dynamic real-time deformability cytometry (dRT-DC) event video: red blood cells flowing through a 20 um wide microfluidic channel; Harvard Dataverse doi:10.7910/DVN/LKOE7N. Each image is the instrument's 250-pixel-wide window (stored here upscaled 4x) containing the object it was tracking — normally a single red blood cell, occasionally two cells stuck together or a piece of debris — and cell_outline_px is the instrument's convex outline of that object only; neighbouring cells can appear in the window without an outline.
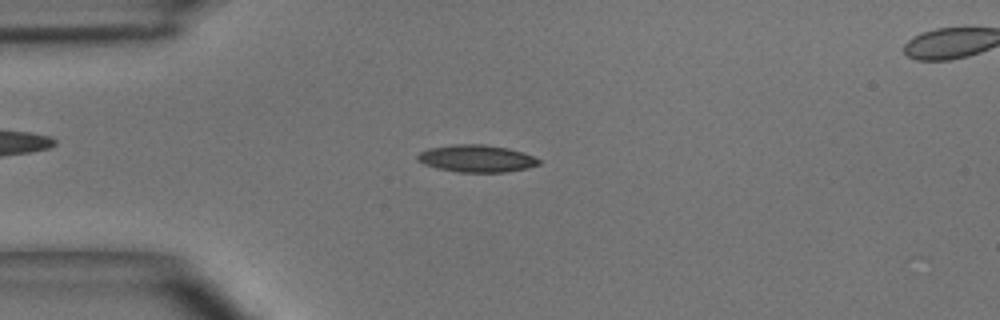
{"species": "common noctule bat (a hibernating species)", "species_latin": "Nyctalus noctula", "temperature_condition": "room temperature", "stored_images_in_passage": 47, "segment_of_instrument_passage": [1, 2], "camera_frame_rate_fps": 3000, "um_per_image_px": 0.085, "animal": {"sex": "male", "body_mass_g": 15.6}, "frame": {"image": 1, "passage_image": 9, "time_ms": 2.667, "image_size_px": [1000, 320], "cell_outline_px": [[540, 164], [528, 168], [508, 172], [456, 172], [436, 168], [424, 164], [416, 160], [416, 156], [420, 152], [428, 148], [452, 144], [484, 144], [508, 148], [524, 152], [540, 160]], "centroid_in_image_um": [40.49, 13.47], "position_along_channel_um": 44.5, "area_um2": 19.48}}
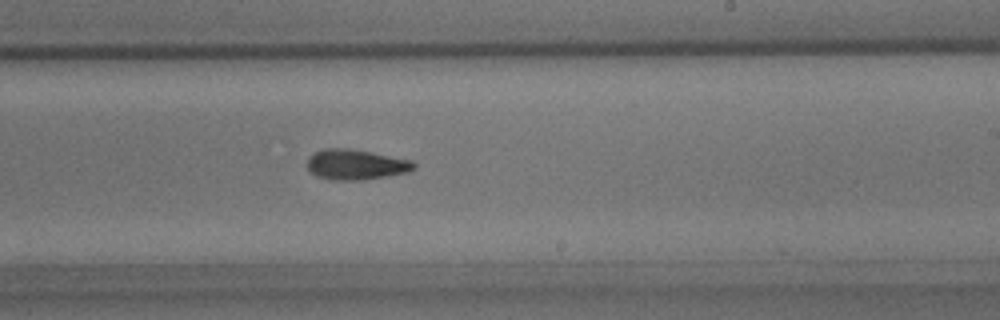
{"frame": {"image": 2, "passage_image": 26, "time_ms": 8.333, "image_size_px": [1000, 320], "cell_outline_px": [[416, 168], [408, 172], [388, 176], [360, 180], [336, 180], [316, 176], [308, 168], [308, 156], [324, 148], [348, 148], [412, 160], [416, 164]], "centroid_in_image_um": [30.26, 13.99], "position_along_channel_um": 258.7, "area_um2": 18.73}}
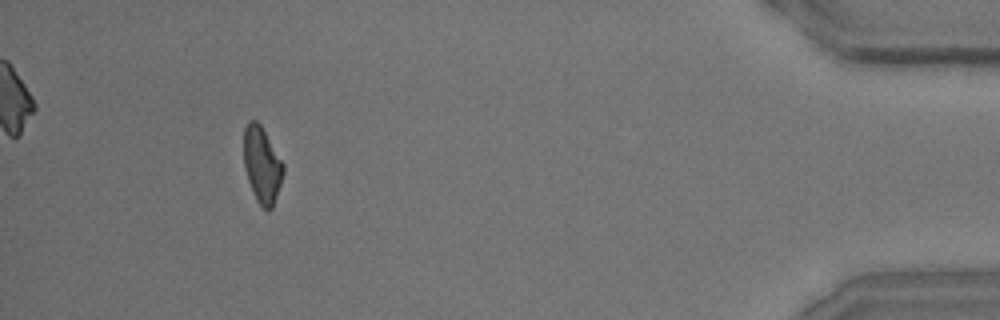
{"frame": {"image": 3, "passage_image": 42, "time_ms": 13.667, "image_size_px": [1000, 320], "cell_outline_px": [[284, 172], [272, 208], [268, 212], [256, 200], [248, 180], [244, 168], [244, 128], [248, 120], [256, 120], [260, 124], [284, 164]], "centroid_in_image_um": [22.26, 14.0], "position_along_channel_um": 412.9, "area_um2": 17.4}}